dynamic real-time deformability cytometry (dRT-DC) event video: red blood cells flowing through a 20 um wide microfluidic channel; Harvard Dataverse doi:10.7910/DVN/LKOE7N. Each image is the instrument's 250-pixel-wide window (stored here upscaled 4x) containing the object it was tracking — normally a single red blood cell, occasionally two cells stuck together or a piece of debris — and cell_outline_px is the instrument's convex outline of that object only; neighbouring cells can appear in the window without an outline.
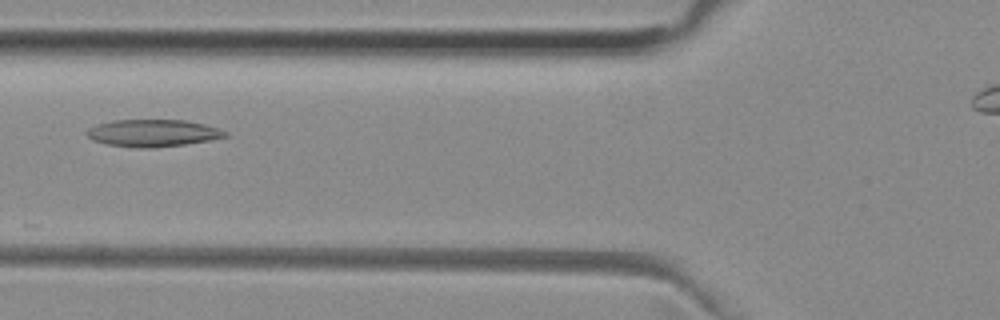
{"species": "common noctule bat (a hibernating species)", "species_latin": "Nyctalus noctula", "temperature_condition": "room temperature", "stored_images_in_passage": 32, "camera_frame_rate_fps": 3000, "um_per_image_px": 0.085, "animal": {"sex": "female", "body_mass_g": 29.2, "forearm_length_mm": 56.3}, "frame": {"image": 1, "passage_image": 5, "time_ms": 1.333, "image_size_px": [1000, 320], "cell_outline_px": [[228, 136], [208, 140], [184, 144], [152, 148], [136, 148], [108, 144], [96, 140], [88, 136], [84, 132], [88, 128], [96, 124], [112, 120], [184, 120], [204, 124], [228, 132]], "centroid_in_image_um": [12.97, 11.3], "position_along_channel_um": 112.8, "area_um2": 21.73}}
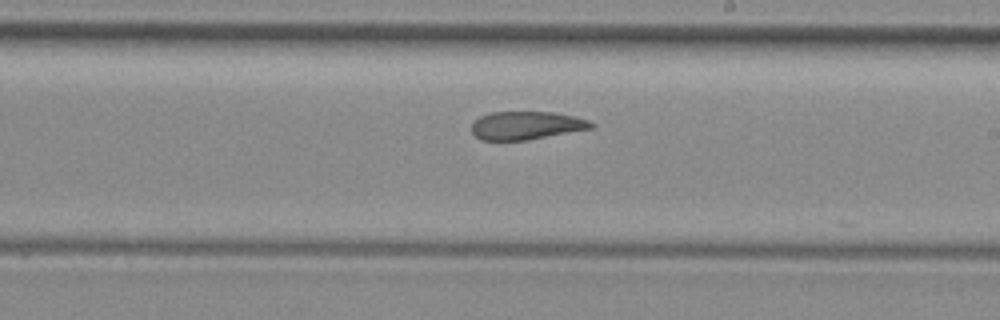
{"frame": {"image": 2, "passage_image": 15, "time_ms": 4.667, "image_size_px": [1000, 320], "cell_outline_px": [[596, 124], [592, 128], [528, 140], [480, 140], [472, 132], [472, 120], [480, 116], [492, 112], [556, 112], [588, 120]], "centroid_in_image_um": [44.71, 10.66], "position_along_channel_um": 244.3, "area_um2": 19.65}}
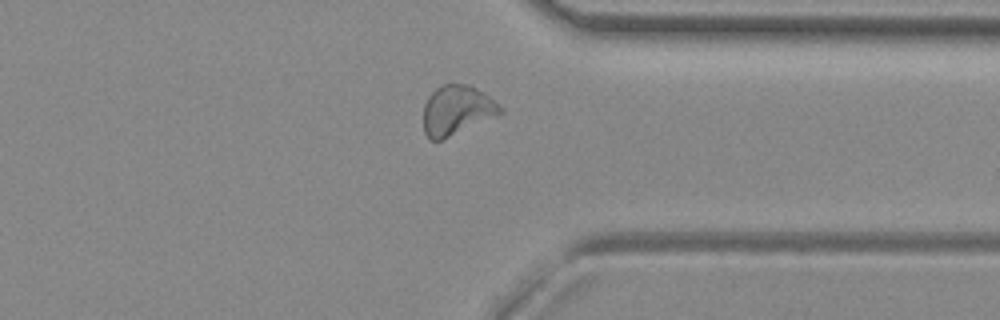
{"frame": {"image": 3, "passage_image": 25, "time_ms": 8.0, "image_size_px": [1000, 320], "cell_outline_px": [[504, 112], [440, 140], [428, 140], [424, 132], [424, 104], [428, 96], [436, 88], [444, 84], [468, 84], [476, 88], [488, 96], [504, 108]], "centroid_in_image_um": [38.8, 9.36], "position_along_channel_um": 372.6, "area_um2": 21.85}, "authors_computed_cell_mechanics": {"area_um2": 21.2126, "velocity_mm_per_s": 3.9521, "shape_relaxation_time_tau1_ms": null, "shape_relaxation_time_tau2_ms": 4.1589, "deformation_change_tau1": null, "deformation_change_tau2": 0.128}}